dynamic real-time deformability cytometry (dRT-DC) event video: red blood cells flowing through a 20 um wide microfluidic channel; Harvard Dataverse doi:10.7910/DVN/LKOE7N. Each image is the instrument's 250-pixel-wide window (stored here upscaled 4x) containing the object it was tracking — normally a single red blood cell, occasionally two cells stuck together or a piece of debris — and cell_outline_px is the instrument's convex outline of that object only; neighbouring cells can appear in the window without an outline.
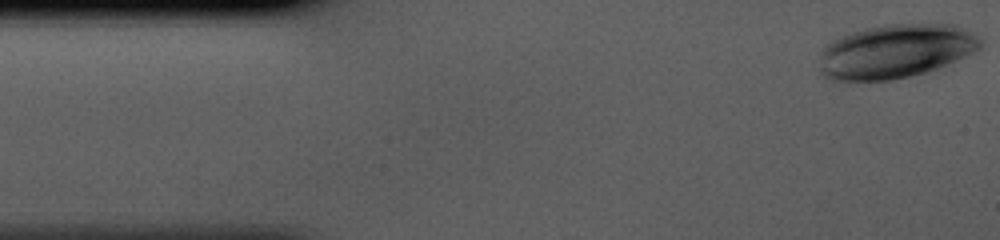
{"species": "human", "species_latin": "Homo sapiens", "temperature_condition": "cold", "stored_images_in_passage": 38, "camera_frame_rate_fps": 3000, "um_per_image_px": 0.085, "donor": {"sex": "male"}, "frame": {"image": 1, "passage_image": 1, "time_ms": 0.0, "image_size_px": [1000, 240], "cell_outline_px": [[984, 44], [980, 48], [956, 60], [928, 72], [892, 80], [828, 80], [820, 72], [820, 52], [832, 40], [852, 32], [864, 28], [884, 24], [956, 24], [976, 32]], "centroid_in_image_um": [76.15, 4.34], "position_along_channel_um": 8.9, "area_um2": 50.92}}
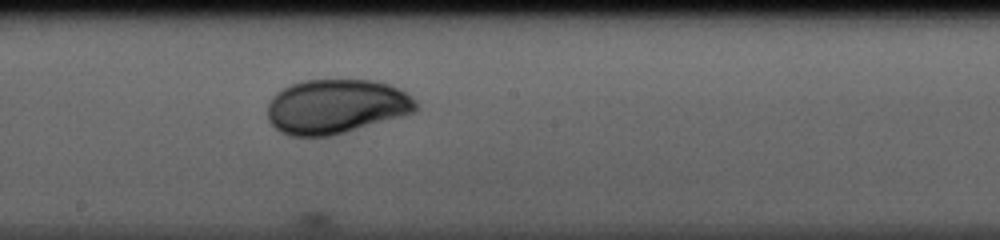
{"frame": {"image": 2, "passage_image": 22, "time_ms": 7.0, "image_size_px": [1000, 240], "cell_outline_px": [[416, 108], [412, 112], [400, 116], [332, 136], [288, 136], [280, 132], [268, 120], [268, 100], [276, 92], [292, 84], [304, 80], [376, 80], [400, 88], [408, 92], [416, 100]], "centroid_in_image_um": [28.54, 9.04], "position_along_channel_um": 219.7, "area_um2": 47.11}}
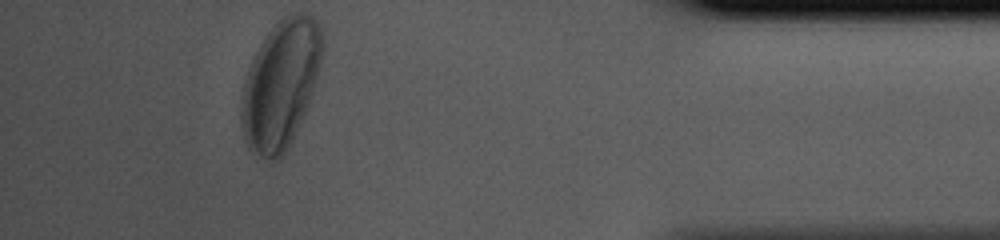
{"frame": {"image": 3, "passage_image": 38, "time_ms": 12.333, "image_size_px": [1000, 240], "cell_outline_px": [[324, 48], [316, 80], [312, 92], [296, 132], [288, 148], [280, 160], [272, 164], [248, 148], [240, 124], [240, 112], [244, 84], [252, 60], [260, 44], [268, 32], [284, 16], [292, 12], [312, 12], [316, 16], [324, 40]], "centroid_in_image_um": [23.87, 7.16], "position_along_channel_um": 411.3, "area_um2": 60.86}}